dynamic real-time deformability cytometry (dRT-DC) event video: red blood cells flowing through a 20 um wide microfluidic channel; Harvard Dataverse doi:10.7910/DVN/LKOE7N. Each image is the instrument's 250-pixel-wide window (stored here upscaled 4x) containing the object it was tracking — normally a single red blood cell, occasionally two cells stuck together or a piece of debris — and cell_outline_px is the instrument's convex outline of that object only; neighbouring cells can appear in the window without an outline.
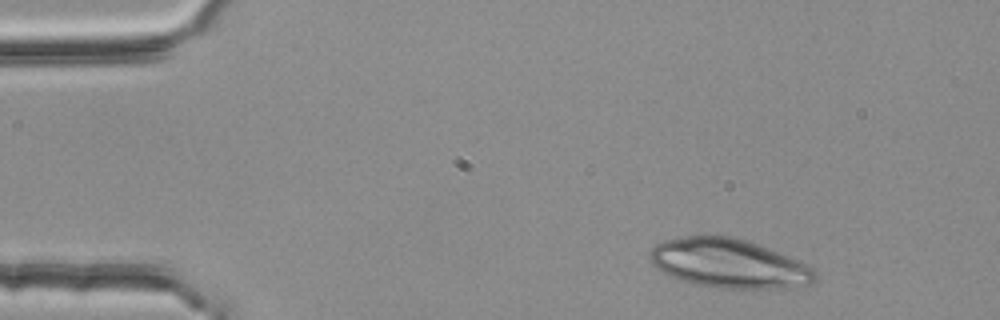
{"species": "common noctule bat (a hibernating species)", "species_latin": "Nyctalus noctula", "temperature_condition": "room temperature", "stored_images_in_passage": 3, "camera_frame_rate_fps": 3000, "um_per_image_px": 0.085, "animal": {"sex": "female", "body_mass_g": 25.1}, "frame": {"image": 1, "passage_image": 1, "time_ms": 0.0, "image_size_px": [1000, 320], "cell_outline_px": [[816, 276], [812, 284], [804, 288], [720, 288], [696, 284], [680, 280], [656, 268], [652, 264], [648, 256], [648, 252], [656, 244], [664, 240], [684, 236], [728, 236], [748, 240], [800, 260], [812, 268]], "centroid_in_image_um": [61.98, 22.4], "position_along_channel_um": 23.0, "area_um2": 47.51}}